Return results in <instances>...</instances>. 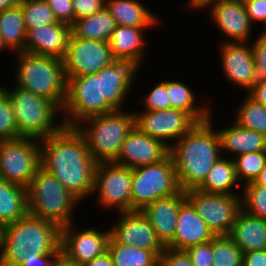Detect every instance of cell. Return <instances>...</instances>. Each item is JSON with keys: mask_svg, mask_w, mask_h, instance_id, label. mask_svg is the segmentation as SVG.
<instances>
[{"mask_svg": "<svg viewBox=\"0 0 266 266\" xmlns=\"http://www.w3.org/2000/svg\"><path fill=\"white\" fill-rule=\"evenodd\" d=\"M213 266H243V252L227 236H216L212 240Z\"/></svg>", "mask_w": 266, "mask_h": 266, "instance_id": "obj_36", "label": "cell"}, {"mask_svg": "<svg viewBox=\"0 0 266 266\" xmlns=\"http://www.w3.org/2000/svg\"><path fill=\"white\" fill-rule=\"evenodd\" d=\"M105 7L118 26L156 27L162 20L140 0H105Z\"/></svg>", "mask_w": 266, "mask_h": 266, "instance_id": "obj_26", "label": "cell"}, {"mask_svg": "<svg viewBox=\"0 0 266 266\" xmlns=\"http://www.w3.org/2000/svg\"><path fill=\"white\" fill-rule=\"evenodd\" d=\"M114 266H157L159 258L150 250L118 243L112 236L108 243Z\"/></svg>", "mask_w": 266, "mask_h": 266, "instance_id": "obj_32", "label": "cell"}, {"mask_svg": "<svg viewBox=\"0 0 266 266\" xmlns=\"http://www.w3.org/2000/svg\"><path fill=\"white\" fill-rule=\"evenodd\" d=\"M82 266H114L113 260L108 251H106L104 254L97 256L90 262L85 263Z\"/></svg>", "mask_w": 266, "mask_h": 266, "instance_id": "obj_49", "label": "cell"}, {"mask_svg": "<svg viewBox=\"0 0 266 266\" xmlns=\"http://www.w3.org/2000/svg\"><path fill=\"white\" fill-rule=\"evenodd\" d=\"M41 168L52 174L79 201L93 194L97 162L76 127L63 126L40 140Z\"/></svg>", "mask_w": 266, "mask_h": 266, "instance_id": "obj_2", "label": "cell"}, {"mask_svg": "<svg viewBox=\"0 0 266 266\" xmlns=\"http://www.w3.org/2000/svg\"><path fill=\"white\" fill-rule=\"evenodd\" d=\"M244 5L252 24L257 25L259 23V25H263L265 23L266 0H247Z\"/></svg>", "mask_w": 266, "mask_h": 266, "instance_id": "obj_45", "label": "cell"}, {"mask_svg": "<svg viewBox=\"0 0 266 266\" xmlns=\"http://www.w3.org/2000/svg\"><path fill=\"white\" fill-rule=\"evenodd\" d=\"M19 3L26 31L33 27L52 25L57 22L46 0H20Z\"/></svg>", "mask_w": 266, "mask_h": 266, "instance_id": "obj_35", "label": "cell"}, {"mask_svg": "<svg viewBox=\"0 0 266 266\" xmlns=\"http://www.w3.org/2000/svg\"><path fill=\"white\" fill-rule=\"evenodd\" d=\"M71 26L62 22L52 25L33 27L26 32L25 52L63 59Z\"/></svg>", "mask_w": 266, "mask_h": 266, "instance_id": "obj_21", "label": "cell"}, {"mask_svg": "<svg viewBox=\"0 0 266 266\" xmlns=\"http://www.w3.org/2000/svg\"><path fill=\"white\" fill-rule=\"evenodd\" d=\"M26 32L20 3L0 12V36L8 50L25 52Z\"/></svg>", "mask_w": 266, "mask_h": 266, "instance_id": "obj_31", "label": "cell"}, {"mask_svg": "<svg viewBox=\"0 0 266 266\" xmlns=\"http://www.w3.org/2000/svg\"><path fill=\"white\" fill-rule=\"evenodd\" d=\"M152 27L118 26L112 32L109 47L114 58L134 59L140 65L145 62L148 44L147 30ZM146 34V35H145Z\"/></svg>", "mask_w": 266, "mask_h": 266, "instance_id": "obj_23", "label": "cell"}, {"mask_svg": "<svg viewBox=\"0 0 266 266\" xmlns=\"http://www.w3.org/2000/svg\"><path fill=\"white\" fill-rule=\"evenodd\" d=\"M75 20L90 16L105 6V0H72Z\"/></svg>", "mask_w": 266, "mask_h": 266, "instance_id": "obj_44", "label": "cell"}, {"mask_svg": "<svg viewBox=\"0 0 266 266\" xmlns=\"http://www.w3.org/2000/svg\"><path fill=\"white\" fill-rule=\"evenodd\" d=\"M2 231H3V226L0 224V247H1Z\"/></svg>", "mask_w": 266, "mask_h": 266, "instance_id": "obj_56", "label": "cell"}, {"mask_svg": "<svg viewBox=\"0 0 266 266\" xmlns=\"http://www.w3.org/2000/svg\"><path fill=\"white\" fill-rule=\"evenodd\" d=\"M52 266H78L74 263L66 260L61 254L57 257V259L53 262Z\"/></svg>", "mask_w": 266, "mask_h": 266, "instance_id": "obj_51", "label": "cell"}, {"mask_svg": "<svg viewBox=\"0 0 266 266\" xmlns=\"http://www.w3.org/2000/svg\"><path fill=\"white\" fill-rule=\"evenodd\" d=\"M140 67L134 59L115 58L97 74L65 77L66 100L60 116L64 126L76 127L89 117L124 110Z\"/></svg>", "mask_w": 266, "mask_h": 266, "instance_id": "obj_1", "label": "cell"}, {"mask_svg": "<svg viewBox=\"0 0 266 266\" xmlns=\"http://www.w3.org/2000/svg\"><path fill=\"white\" fill-rule=\"evenodd\" d=\"M210 113L169 148L181 190L197 188L208 171L222 156L221 141Z\"/></svg>", "mask_w": 266, "mask_h": 266, "instance_id": "obj_3", "label": "cell"}, {"mask_svg": "<svg viewBox=\"0 0 266 266\" xmlns=\"http://www.w3.org/2000/svg\"><path fill=\"white\" fill-rule=\"evenodd\" d=\"M27 193L30 214L52 221L60 228L75 222L74 210L80 201L41 167L31 179Z\"/></svg>", "mask_w": 266, "mask_h": 266, "instance_id": "obj_7", "label": "cell"}, {"mask_svg": "<svg viewBox=\"0 0 266 266\" xmlns=\"http://www.w3.org/2000/svg\"><path fill=\"white\" fill-rule=\"evenodd\" d=\"M238 1H240V2H243V3H244V2H246L247 0H238Z\"/></svg>", "mask_w": 266, "mask_h": 266, "instance_id": "obj_57", "label": "cell"}, {"mask_svg": "<svg viewBox=\"0 0 266 266\" xmlns=\"http://www.w3.org/2000/svg\"><path fill=\"white\" fill-rule=\"evenodd\" d=\"M251 43L255 67L251 75V88L266 81V34L260 33Z\"/></svg>", "mask_w": 266, "mask_h": 266, "instance_id": "obj_39", "label": "cell"}, {"mask_svg": "<svg viewBox=\"0 0 266 266\" xmlns=\"http://www.w3.org/2000/svg\"><path fill=\"white\" fill-rule=\"evenodd\" d=\"M230 158L221 156L208 171L204 181L197 189L213 194H237V187L241 190V184L237 179L235 164ZM235 191V192H234Z\"/></svg>", "mask_w": 266, "mask_h": 266, "instance_id": "obj_27", "label": "cell"}, {"mask_svg": "<svg viewBox=\"0 0 266 266\" xmlns=\"http://www.w3.org/2000/svg\"><path fill=\"white\" fill-rule=\"evenodd\" d=\"M243 266H266V249L243 253Z\"/></svg>", "mask_w": 266, "mask_h": 266, "instance_id": "obj_47", "label": "cell"}, {"mask_svg": "<svg viewBox=\"0 0 266 266\" xmlns=\"http://www.w3.org/2000/svg\"><path fill=\"white\" fill-rule=\"evenodd\" d=\"M263 27H264L265 29H264ZM262 28H263V29H262V32H261V30H260V33L266 34V21H265V23L262 25Z\"/></svg>", "mask_w": 266, "mask_h": 266, "instance_id": "obj_55", "label": "cell"}, {"mask_svg": "<svg viewBox=\"0 0 266 266\" xmlns=\"http://www.w3.org/2000/svg\"><path fill=\"white\" fill-rule=\"evenodd\" d=\"M6 89L0 85V141L20 138Z\"/></svg>", "mask_w": 266, "mask_h": 266, "instance_id": "obj_38", "label": "cell"}, {"mask_svg": "<svg viewBox=\"0 0 266 266\" xmlns=\"http://www.w3.org/2000/svg\"><path fill=\"white\" fill-rule=\"evenodd\" d=\"M243 252L266 249V219L251 216L241 210L227 235Z\"/></svg>", "mask_w": 266, "mask_h": 266, "instance_id": "obj_24", "label": "cell"}, {"mask_svg": "<svg viewBox=\"0 0 266 266\" xmlns=\"http://www.w3.org/2000/svg\"><path fill=\"white\" fill-rule=\"evenodd\" d=\"M19 1L20 0H0V12L4 11L7 8L17 5Z\"/></svg>", "mask_w": 266, "mask_h": 266, "instance_id": "obj_52", "label": "cell"}, {"mask_svg": "<svg viewBox=\"0 0 266 266\" xmlns=\"http://www.w3.org/2000/svg\"><path fill=\"white\" fill-rule=\"evenodd\" d=\"M166 87L171 108L188 112L197 122L209 119L213 113L209 103L205 100L203 105L196 104L197 94L188 87V84L177 80L166 79ZM196 95V96H195ZM208 104V105H207Z\"/></svg>", "mask_w": 266, "mask_h": 266, "instance_id": "obj_30", "label": "cell"}, {"mask_svg": "<svg viewBox=\"0 0 266 266\" xmlns=\"http://www.w3.org/2000/svg\"><path fill=\"white\" fill-rule=\"evenodd\" d=\"M134 115L135 126L141 132L161 140L169 148L198 123L188 112L174 108L134 111Z\"/></svg>", "mask_w": 266, "mask_h": 266, "instance_id": "obj_15", "label": "cell"}, {"mask_svg": "<svg viewBox=\"0 0 266 266\" xmlns=\"http://www.w3.org/2000/svg\"><path fill=\"white\" fill-rule=\"evenodd\" d=\"M212 0H188L187 1V6H189L191 9L199 11L201 8H203L208 2Z\"/></svg>", "mask_w": 266, "mask_h": 266, "instance_id": "obj_50", "label": "cell"}, {"mask_svg": "<svg viewBox=\"0 0 266 266\" xmlns=\"http://www.w3.org/2000/svg\"><path fill=\"white\" fill-rule=\"evenodd\" d=\"M236 176L241 186L254 182L266 165V151H255L233 158ZM243 183V185H242Z\"/></svg>", "mask_w": 266, "mask_h": 266, "instance_id": "obj_34", "label": "cell"}, {"mask_svg": "<svg viewBox=\"0 0 266 266\" xmlns=\"http://www.w3.org/2000/svg\"><path fill=\"white\" fill-rule=\"evenodd\" d=\"M134 127V112L125 109L89 117L76 126L97 163L114 162Z\"/></svg>", "mask_w": 266, "mask_h": 266, "instance_id": "obj_6", "label": "cell"}, {"mask_svg": "<svg viewBox=\"0 0 266 266\" xmlns=\"http://www.w3.org/2000/svg\"><path fill=\"white\" fill-rule=\"evenodd\" d=\"M246 97V98H245ZM233 116L238 125L266 136V107L247 93Z\"/></svg>", "mask_w": 266, "mask_h": 266, "instance_id": "obj_33", "label": "cell"}, {"mask_svg": "<svg viewBox=\"0 0 266 266\" xmlns=\"http://www.w3.org/2000/svg\"><path fill=\"white\" fill-rule=\"evenodd\" d=\"M29 253H60V227L30 213L3 226L0 266H20Z\"/></svg>", "mask_w": 266, "mask_h": 266, "instance_id": "obj_4", "label": "cell"}, {"mask_svg": "<svg viewBox=\"0 0 266 266\" xmlns=\"http://www.w3.org/2000/svg\"><path fill=\"white\" fill-rule=\"evenodd\" d=\"M14 86L9 90L4 88L8 93L21 137L42 140L57 133L64 126L62 119H56L61 110L53 102Z\"/></svg>", "mask_w": 266, "mask_h": 266, "instance_id": "obj_8", "label": "cell"}, {"mask_svg": "<svg viewBox=\"0 0 266 266\" xmlns=\"http://www.w3.org/2000/svg\"><path fill=\"white\" fill-rule=\"evenodd\" d=\"M254 183L258 185H262L266 187V165L261 170L260 174L257 176V178L254 180Z\"/></svg>", "mask_w": 266, "mask_h": 266, "instance_id": "obj_53", "label": "cell"}, {"mask_svg": "<svg viewBox=\"0 0 266 266\" xmlns=\"http://www.w3.org/2000/svg\"><path fill=\"white\" fill-rule=\"evenodd\" d=\"M169 154L161 140L141 132L136 126L124 140L114 163L131 169L161 161Z\"/></svg>", "mask_w": 266, "mask_h": 266, "instance_id": "obj_19", "label": "cell"}, {"mask_svg": "<svg viewBox=\"0 0 266 266\" xmlns=\"http://www.w3.org/2000/svg\"><path fill=\"white\" fill-rule=\"evenodd\" d=\"M60 253H49L46 255H36L29 253L20 266H52Z\"/></svg>", "mask_w": 266, "mask_h": 266, "instance_id": "obj_46", "label": "cell"}, {"mask_svg": "<svg viewBox=\"0 0 266 266\" xmlns=\"http://www.w3.org/2000/svg\"><path fill=\"white\" fill-rule=\"evenodd\" d=\"M193 266H213L212 240L210 242L192 246L186 250Z\"/></svg>", "mask_w": 266, "mask_h": 266, "instance_id": "obj_41", "label": "cell"}, {"mask_svg": "<svg viewBox=\"0 0 266 266\" xmlns=\"http://www.w3.org/2000/svg\"><path fill=\"white\" fill-rule=\"evenodd\" d=\"M208 9L212 23L226 36L222 42H250L254 25L243 2L238 0H212L203 8ZM210 9V10H209Z\"/></svg>", "mask_w": 266, "mask_h": 266, "instance_id": "obj_16", "label": "cell"}, {"mask_svg": "<svg viewBox=\"0 0 266 266\" xmlns=\"http://www.w3.org/2000/svg\"><path fill=\"white\" fill-rule=\"evenodd\" d=\"M186 199L216 235H228L242 210L241 193L213 194L197 188L186 190Z\"/></svg>", "mask_w": 266, "mask_h": 266, "instance_id": "obj_11", "label": "cell"}, {"mask_svg": "<svg viewBox=\"0 0 266 266\" xmlns=\"http://www.w3.org/2000/svg\"><path fill=\"white\" fill-rule=\"evenodd\" d=\"M118 215V221L110 229L111 236L118 243L150 250L159 258L165 247L141 211L121 212Z\"/></svg>", "mask_w": 266, "mask_h": 266, "instance_id": "obj_17", "label": "cell"}, {"mask_svg": "<svg viewBox=\"0 0 266 266\" xmlns=\"http://www.w3.org/2000/svg\"><path fill=\"white\" fill-rule=\"evenodd\" d=\"M241 190L242 210L251 216L266 219V187L250 182Z\"/></svg>", "mask_w": 266, "mask_h": 266, "instance_id": "obj_37", "label": "cell"}, {"mask_svg": "<svg viewBox=\"0 0 266 266\" xmlns=\"http://www.w3.org/2000/svg\"><path fill=\"white\" fill-rule=\"evenodd\" d=\"M40 162V140L20 137L0 141L1 179L27 188Z\"/></svg>", "mask_w": 266, "mask_h": 266, "instance_id": "obj_10", "label": "cell"}, {"mask_svg": "<svg viewBox=\"0 0 266 266\" xmlns=\"http://www.w3.org/2000/svg\"><path fill=\"white\" fill-rule=\"evenodd\" d=\"M221 141V154L228 152L236 156L255 151H266V136L246 129L235 121L228 127L217 129ZM235 155V156H234Z\"/></svg>", "mask_w": 266, "mask_h": 266, "instance_id": "obj_25", "label": "cell"}, {"mask_svg": "<svg viewBox=\"0 0 266 266\" xmlns=\"http://www.w3.org/2000/svg\"><path fill=\"white\" fill-rule=\"evenodd\" d=\"M247 94L256 102L261 103L266 107V81L253 86Z\"/></svg>", "mask_w": 266, "mask_h": 266, "instance_id": "obj_48", "label": "cell"}, {"mask_svg": "<svg viewBox=\"0 0 266 266\" xmlns=\"http://www.w3.org/2000/svg\"><path fill=\"white\" fill-rule=\"evenodd\" d=\"M132 169L114 162L97 163L93 193L101 208L118 213L131 211ZM98 191V192H97ZM113 208V209H112Z\"/></svg>", "mask_w": 266, "mask_h": 266, "instance_id": "obj_12", "label": "cell"}, {"mask_svg": "<svg viewBox=\"0 0 266 266\" xmlns=\"http://www.w3.org/2000/svg\"><path fill=\"white\" fill-rule=\"evenodd\" d=\"M217 47L223 76L231 85L244 89L247 93L251 89V75L255 67L251 41L222 42Z\"/></svg>", "mask_w": 266, "mask_h": 266, "instance_id": "obj_18", "label": "cell"}, {"mask_svg": "<svg viewBox=\"0 0 266 266\" xmlns=\"http://www.w3.org/2000/svg\"><path fill=\"white\" fill-rule=\"evenodd\" d=\"M58 22L72 25L75 21L72 0H46Z\"/></svg>", "mask_w": 266, "mask_h": 266, "instance_id": "obj_42", "label": "cell"}, {"mask_svg": "<svg viewBox=\"0 0 266 266\" xmlns=\"http://www.w3.org/2000/svg\"><path fill=\"white\" fill-rule=\"evenodd\" d=\"M180 190L173 159L168 154L157 163L132 169L131 211H141L157 199Z\"/></svg>", "mask_w": 266, "mask_h": 266, "instance_id": "obj_9", "label": "cell"}, {"mask_svg": "<svg viewBox=\"0 0 266 266\" xmlns=\"http://www.w3.org/2000/svg\"><path fill=\"white\" fill-rule=\"evenodd\" d=\"M160 266H193L190 256L186 251H179L165 247L159 255Z\"/></svg>", "mask_w": 266, "mask_h": 266, "instance_id": "obj_43", "label": "cell"}, {"mask_svg": "<svg viewBox=\"0 0 266 266\" xmlns=\"http://www.w3.org/2000/svg\"><path fill=\"white\" fill-rule=\"evenodd\" d=\"M115 58L108 42L75 37L68 38L66 54L63 58L65 77H79L97 74L109 66Z\"/></svg>", "mask_w": 266, "mask_h": 266, "instance_id": "obj_13", "label": "cell"}, {"mask_svg": "<svg viewBox=\"0 0 266 266\" xmlns=\"http://www.w3.org/2000/svg\"><path fill=\"white\" fill-rule=\"evenodd\" d=\"M185 200L186 191L180 189L176 194L157 199L141 210L164 247L172 243L177 228L179 209Z\"/></svg>", "mask_w": 266, "mask_h": 266, "instance_id": "obj_20", "label": "cell"}, {"mask_svg": "<svg viewBox=\"0 0 266 266\" xmlns=\"http://www.w3.org/2000/svg\"><path fill=\"white\" fill-rule=\"evenodd\" d=\"M116 27V21L104 6L90 16L75 20L71 25V34L75 37L109 42Z\"/></svg>", "mask_w": 266, "mask_h": 266, "instance_id": "obj_29", "label": "cell"}, {"mask_svg": "<svg viewBox=\"0 0 266 266\" xmlns=\"http://www.w3.org/2000/svg\"><path fill=\"white\" fill-rule=\"evenodd\" d=\"M15 70L16 86L45 97L62 110L66 100L67 81L63 59L18 52Z\"/></svg>", "mask_w": 266, "mask_h": 266, "instance_id": "obj_5", "label": "cell"}, {"mask_svg": "<svg viewBox=\"0 0 266 266\" xmlns=\"http://www.w3.org/2000/svg\"><path fill=\"white\" fill-rule=\"evenodd\" d=\"M215 237L216 235L186 199L180 206L176 232L168 248L186 251L192 246L210 242Z\"/></svg>", "mask_w": 266, "mask_h": 266, "instance_id": "obj_22", "label": "cell"}, {"mask_svg": "<svg viewBox=\"0 0 266 266\" xmlns=\"http://www.w3.org/2000/svg\"><path fill=\"white\" fill-rule=\"evenodd\" d=\"M28 213L27 188L0 178V224L16 222Z\"/></svg>", "mask_w": 266, "mask_h": 266, "instance_id": "obj_28", "label": "cell"}, {"mask_svg": "<svg viewBox=\"0 0 266 266\" xmlns=\"http://www.w3.org/2000/svg\"><path fill=\"white\" fill-rule=\"evenodd\" d=\"M75 224L60 228V254L66 260L82 266L108 251L110 229L103 231L88 226L79 230Z\"/></svg>", "mask_w": 266, "mask_h": 266, "instance_id": "obj_14", "label": "cell"}, {"mask_svg": "<svg viewBox=\"0 0 266 266\" xmlns=\"http://www.w3.org/2000/svg\"><path fill=\"white\" fill-rule=\"evenodd\" d=\"M144 97L142 101L144 102L143 107L145 110L158 111L171 108L166 80L163 82L161 80V82L157 83Z\"/></svg>", "mask_w": 266, "mask_h": 266, "instance_id": "obj_40", "label": "cell"}, {"mask_svg": "<svg viewBox=\"0 0 266 266\" xmlns=\"http://www.w3.org/2000/svg\"><path fill=\"white\" fill-rule=\"evenodd\" d=\"M4 49L8 51L7 47L4 45L2 38L0 36V54L5 51Z\"/></svg>", "mask_w": 266, "mask_h": 266, "instance_id": "obj_54", "label": "cell"}]
</instances>
